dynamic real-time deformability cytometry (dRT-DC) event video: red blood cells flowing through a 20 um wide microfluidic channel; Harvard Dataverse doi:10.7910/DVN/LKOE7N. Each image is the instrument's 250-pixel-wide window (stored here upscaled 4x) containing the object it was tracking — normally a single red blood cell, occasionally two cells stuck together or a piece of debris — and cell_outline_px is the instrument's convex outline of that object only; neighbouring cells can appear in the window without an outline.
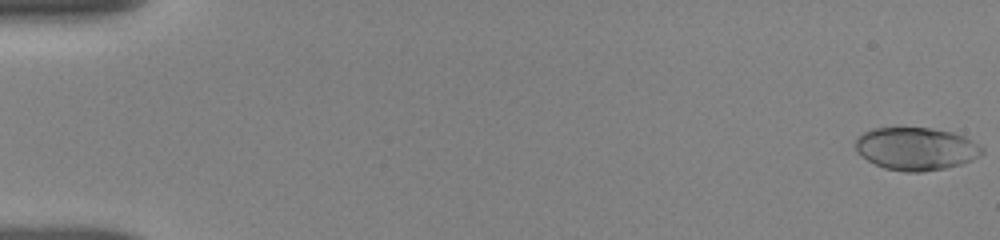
{"species": "human", "species_latin": "Homo sapiens", "temperature_condition": "room temperature", "stored_images_in_passage": 50, "camera_frame_rate_fps": 3000, "um_per_image_px": 0.085, "donor": {"sex": "female"}, "frame": {"image": 1, "passage_image": 1, "time_ms": 0.0, "image_size_px": [1000, 240], "cell_outline_px": [[984, 152], [980, 156], [972, 160], [960, 164], [944, 168], [920, 172], [904, 172], [884, 168], [868, 160], [856, 148], [856, 136], [872, 128], [932, 128], [952, 132], [964, 136], [972, 140], [984, 148]], "centroid_in_image_um": [77.89, 12.64], "position_along_channel_um": 7.1, "area_um2": 31.44}}
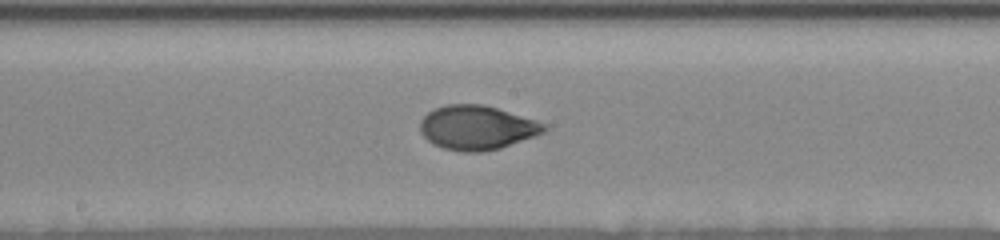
{"frame": {"image": 2, "passage_image": 25, "time_ms": 9.333, "image_size_px": [1000, 240], "cell_outline_px": [[548, 128], [544, 132], [536, 136], [500, 148], [480, 152], [464, 152], [444, 148], [432, 144], [420, 132], [420, 120], [428, 112], [436, 108], [448, 104], [484, 104], [548, 124]], "centroid_in_image_um": [40.55, 10.85], "position_along_channel_um": 207.7, "area_um2": 31.96}}
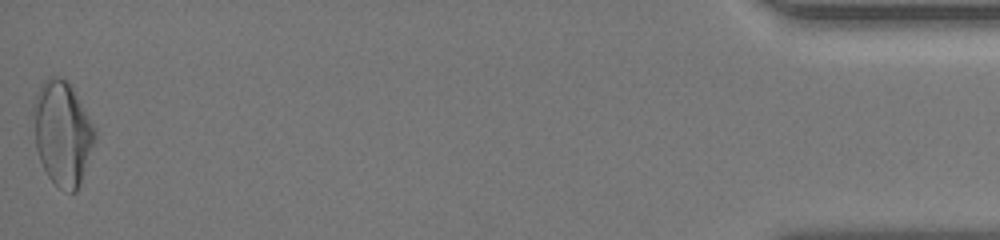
{"frame": {"image": 3, "passage_image": 50, "time_ms": 17.333, "image_size_px": [1000, 240], "cell_outline_px": [[96, 136], [76, 192], [72, 192], [60, 188], [48, 176], [40, 160], [36, 148], [32, 108], [32, 104], [40, 84], [48, 76], [56, 76], [64, 80], [72, 88], [80, 100], [96, 128]], "centroid_in_image_um": [5.28, 11.27], "position_along_channel_um": 429.9, "area_um2": 36.93}, "authors_computed_cell_mechanics": {"area_um2": 31.3854, "velocity_mm_per_s": 3.8468, "shape_relaxation_time_tau1_ms": 3.3303, "shape_relaxation_time_tau2_ms": 0.9321, "deformation_change_tau1": 0.16, "deformation_change_tau2": 0.0449}}